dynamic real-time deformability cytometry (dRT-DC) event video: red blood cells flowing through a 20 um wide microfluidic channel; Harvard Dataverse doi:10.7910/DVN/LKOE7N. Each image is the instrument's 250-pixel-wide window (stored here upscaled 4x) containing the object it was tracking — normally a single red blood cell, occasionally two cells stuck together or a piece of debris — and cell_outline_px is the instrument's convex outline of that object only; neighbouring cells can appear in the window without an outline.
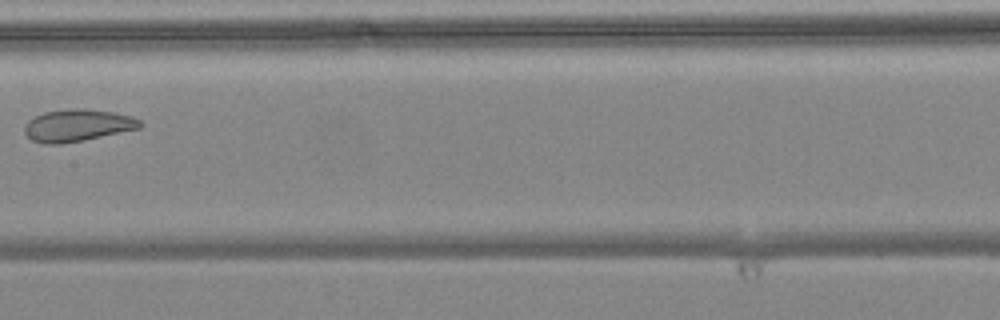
{"species": "common noctule bat (a hibernating species)", "species_latin": "Nyctalus noctula", "temperature_condition": "warm", "stored_images_in_passage": 6, "camera_frame_rate_fps": 3000, "um_per_image_px": 0.085, "animal": {"sex": "female", "body_mass_g": 24.6, "forearm_length_mm": 56.2}, "frame": {"image": 1, "passage_image": 5, "time_ms": 1.333, "image_size_px": [1000, 320], "cell_outline_px": [[144, 124], [140, 128], [84, 140], [60, 144], [44, 144], [32, 140], [24, 132], [24, 124], [28, 120], [44, 112], [76, 108], [112, 112], [132, 116], [140, 120]], "centroid_in_image_um": [6.58, 10.66], "position_along_channel_um": 200.8, "area_um2": 21.5}}
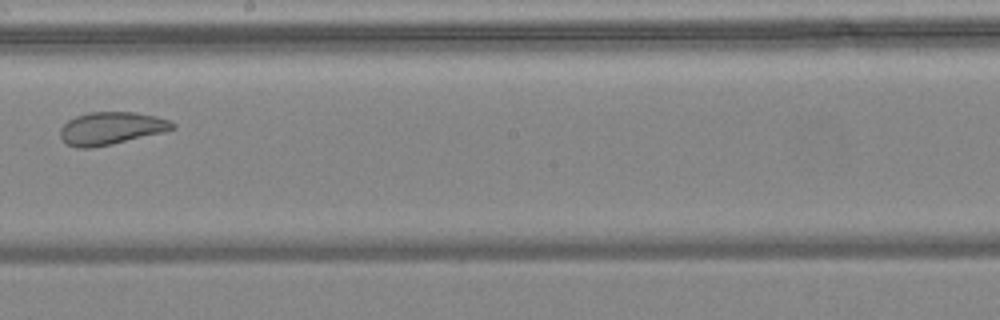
{"frame": {"image": 2, "passage_image": 6, "time_ms": 1.667, "image_size_px": [1000, 320], "cell_outline_px": [[176, 128], [164, 132], [112, 144], [92, 148], [76, 148], [68, 144], [60, 136], [60, 128], [68, 120], [76, 116], [92, 112], [132, 112], [156, 116], [172, 120], [176, 124]], "centroid_in_image_um": [9.48, 10.9], "position_along_channel_um": 238.7, "area_um2": 21.39}}